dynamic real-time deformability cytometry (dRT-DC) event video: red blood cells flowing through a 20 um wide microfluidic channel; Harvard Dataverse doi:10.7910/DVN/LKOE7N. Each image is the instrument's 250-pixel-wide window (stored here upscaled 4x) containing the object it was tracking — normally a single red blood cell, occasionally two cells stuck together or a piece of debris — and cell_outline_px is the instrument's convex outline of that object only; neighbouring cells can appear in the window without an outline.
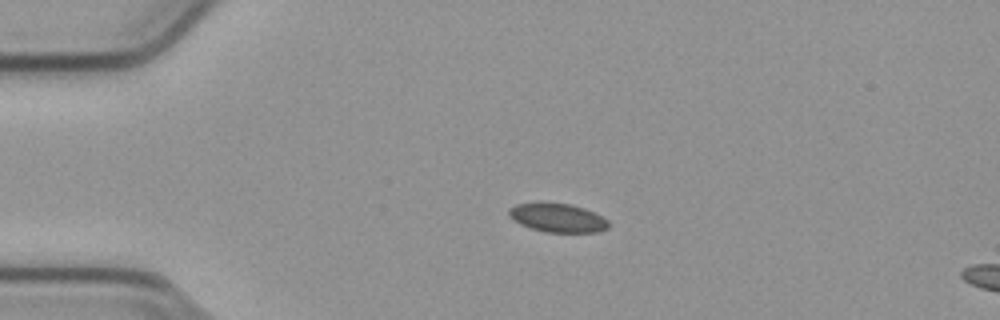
{"species": "common noctule bat (a hibernating species)", "species_latin": "Nyctalus noctula", "temperature_condition": "cold", "stored_images_in_passage": 16, "camera_frame_rate_fps": 3000, "um_per_image_px": 0.085, "animal": {"sex": "male", "body_mass_g": 23.1, "forearm_length_mm": 52.7}, "frame": {"image": 1, "passage_image": 12, "time_ms": 3.667, "image_size_px": [1000, 320], "cell_outline_px": [[608, 228], [600, 232], [544, 232], [520, 224], [512, 220], [508, 216], [508, 208], [516, 204], [536, 200], [540, 200], [572, 204], [584, 208], [608, 220]], "centroid_in_image_um": [47.32, 18.47], "position_along_channel_um": 37.7, "area_um2": 17.28}}